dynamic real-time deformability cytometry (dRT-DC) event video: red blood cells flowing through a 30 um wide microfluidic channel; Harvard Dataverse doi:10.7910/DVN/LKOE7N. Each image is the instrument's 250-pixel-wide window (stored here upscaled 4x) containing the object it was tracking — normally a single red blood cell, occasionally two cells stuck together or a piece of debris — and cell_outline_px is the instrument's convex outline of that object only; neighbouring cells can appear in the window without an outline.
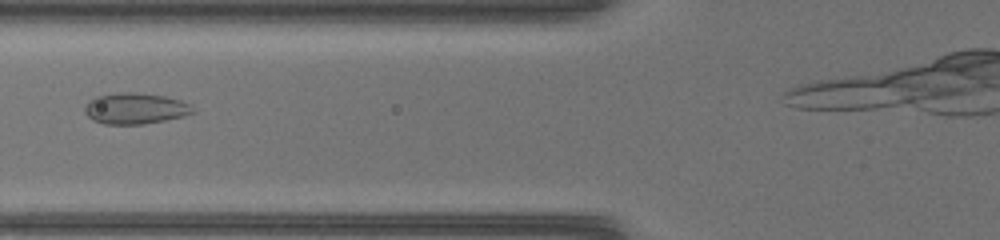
{"species": "common noctule bat (a hibernating species)", "species_latin": "Nyctalus noctula", "temperature_condition": "warm", "stored_images_in_passage": 34, "camera_frame_rate_fps": 3000, "um_per_image_px": 0.085, "animal": {"sex": "female", "body_mass_g": 17.0, "forearm_length_mm": 48.0}, "frame": {"image": 1, "passage_image": 12, "time_ms": 3.667, "image_size_px": [1000, 240], "cell_outline_px": [[196, 112], [184, 116], [144, 124], [104, 124], [92, 120], [84, 112], [84, 108], [88, 100], [96, 96], [120, 92], [136, 92], [164, 96], [180, 100], [192, 104]], "centroid_in_image_um": [11.5, 9.21], "position_along_channel_um": 114.3, "area_um2": 19.77}}
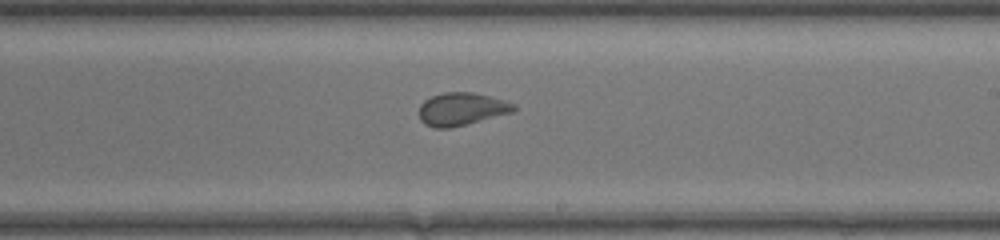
{"frame": {"image": 2, "passage_image": 21, "time_ms": 6.667, "image_size_px": [1000, 240], "cell_outline_px": [[516, 108], [512, 112], [468, 124], [448, 128], [436, 128], [424, 124], [420, 120], [420, 104], [424, 100], [432, 96], [444, 92], [472, 92], [504, 100], [516, 104]], "centroid_in_image_um": [39.22, 9.27], "position_along_channel_um": 249.8, "area_um2": 18.03}}
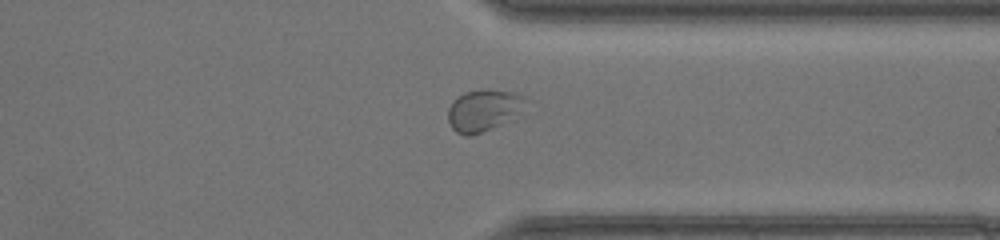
{"frame": {"image": 3, "passage_image": 29, "time_ms": 9.333, "image_size_px": [1000, 240], "cell_outline_px": [[524, 96], [516, 112], [508, 120], [500, 124], [480, 132], [468, 136], [464, 136], [456, 132], [452, 128], [448, 120], [448, 108], [464, 92], [512, 92]], "centroid_in_image_um": [40.98, 9.43], "position_along_channel_um": 370.4, "area_um2": 17.28}}